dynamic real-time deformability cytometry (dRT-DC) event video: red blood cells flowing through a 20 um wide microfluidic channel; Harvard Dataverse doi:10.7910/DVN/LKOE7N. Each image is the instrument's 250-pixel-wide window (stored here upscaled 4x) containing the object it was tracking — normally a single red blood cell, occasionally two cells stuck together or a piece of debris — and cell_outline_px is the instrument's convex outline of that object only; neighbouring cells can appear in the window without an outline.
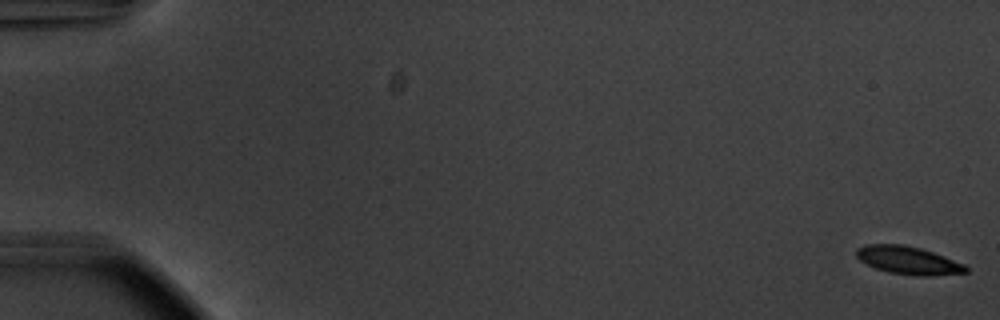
{"species": "common noctule bat (a hibernating species)", "species_latin": "Nyctalus noctula", "temperature_condition": "warm", "stored_images_in_passage": 57, "segment_of_instrument_passage": [1, 2], "camera_frame_rate_fps": 3000, "um_per_image_px": 0.085, "animal": {"sex": "male", "body_mass_g": 20.1, "forearm_length_mm": 53.5}, "frame": {"image": 1, "passage_image": 1, "time_ms": 0.0, "image_size_px": [1000, 320], "cell_outline_px": [[968, 272], [928, 276], [920, 276], [888, 272], [876, 268], [860, 260], [856, 256], [856, 248], [864, 244], [904, 244], [920, 248], [944, 256], [964, 264], [968, 268]], "centroid_in_image_um": [77.18, 22.12], "position_along_channel_um": 7.8, "area_um2": 17.74}}
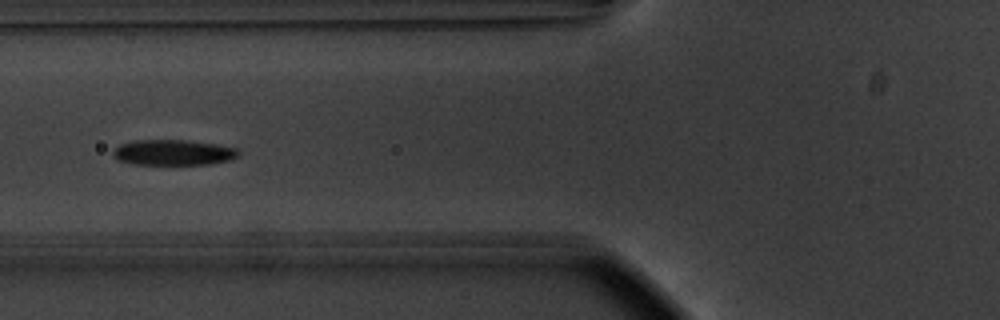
{"frame": {"image": 2, "passage_image": 23, "time_ms": 7.333, "image_size_px": [1000, 320], "cell_outline_px": [[240, 156], [232, 160], [212, 164], [132, 164], [116, 160], [112, 156], [112, 152], [120, 144], [132, 140], [180, 140], [216, 144], [236, 148], [240, 152]], "centroid_in_image_um": [14.73, 12.97], "position_along_channel_um": 111.1, "area_um2": 18.84}}
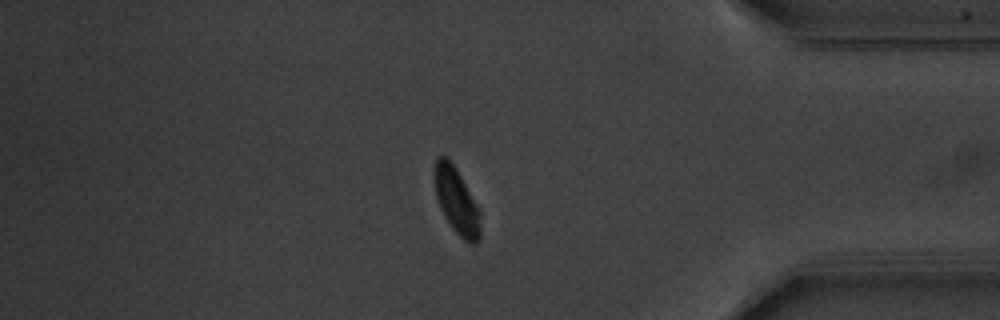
{"frame": {"image": 3, "passage_image": 48, "time_ms": 15.667, "image_size_px": [1000, 320], "cell_outline_px": [[480, 240], [476, 244], [472, 244], [464, 240], [452, 228], [440, 208], [436, 196], [432, 176], [432, 172], [436, 160], [440, 156], [444, 156], [456, 168], [480, 208]], "centroid_in_image_um": [38.8, 17.08], "position_along_channel_um": 396.4, "area_um2": 17.92}}